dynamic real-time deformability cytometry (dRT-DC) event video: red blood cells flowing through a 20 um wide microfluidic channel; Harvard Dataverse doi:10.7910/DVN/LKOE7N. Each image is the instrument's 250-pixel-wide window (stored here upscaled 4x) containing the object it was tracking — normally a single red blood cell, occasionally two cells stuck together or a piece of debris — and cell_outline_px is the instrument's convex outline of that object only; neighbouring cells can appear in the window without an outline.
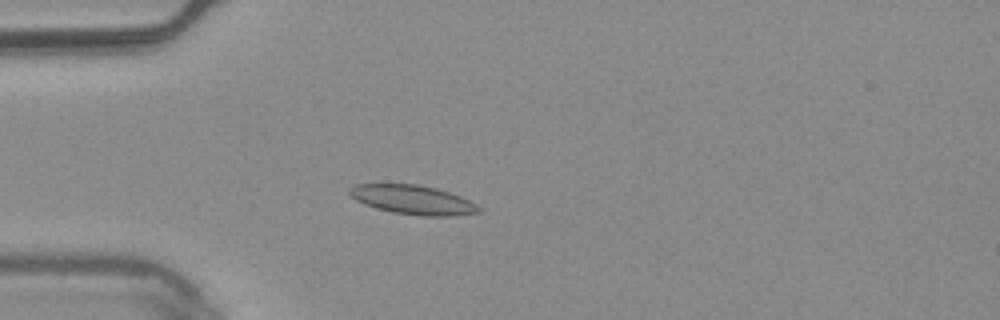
{"species": "common noctule bat (a hibernating species)", "species_latin": "Nyctalus noctula", "temperature_condition": "warm", "stored_images_in_passage": 4, "camera_frame_rate_fps": 3000, "um_per_image_px": 0.085, "animal": {"sex": "male", "body_mass_g": 20.4}, "frame": {"image": 1, "passage_image": 3, "time_ms": 0.667, "image_size_px": [1000, 320], "cell_outline_px": [[480, 212], [452, 216], [424, 216], [392, 212], [376, 208], [364, 204], [356, 200], [348, 192], [348, 188], [356, 184], [416, 184], [436, 188], [460, 196], [476, 204], [480, 208]], "centroid_in_image_um": [35.07, 16.98], "position_along_channel_um": 49.9, "area_um2": 21.85}}